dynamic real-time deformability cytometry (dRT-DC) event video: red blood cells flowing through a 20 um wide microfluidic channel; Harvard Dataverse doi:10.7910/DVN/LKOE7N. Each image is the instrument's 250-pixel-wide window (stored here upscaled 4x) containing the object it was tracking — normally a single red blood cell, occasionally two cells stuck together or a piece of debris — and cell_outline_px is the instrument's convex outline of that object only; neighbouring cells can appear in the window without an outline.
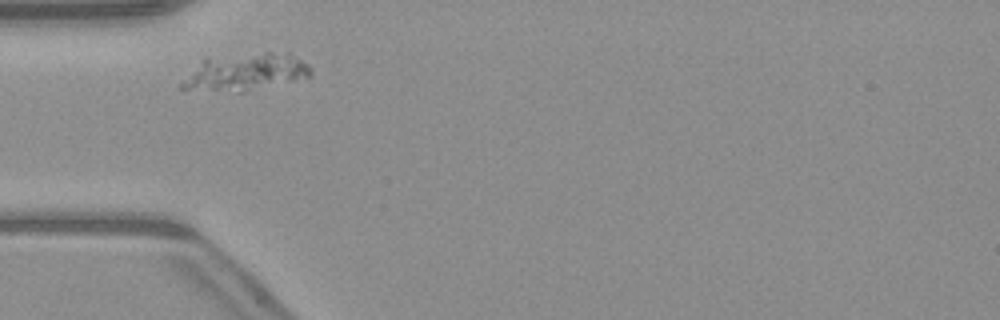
{"species": "common noctule bat (a hibernating species)", "species_latin": "Nyctalus noctula", "temperature_condition": "warm", "stored_images_in_passage": 1, "camera_frame_rate_fps": 3000, "um_per_image_px": 0.085, "animal": {"sex": "male", "body_mass_g": 23.1, "forearm_length_mm": 52.7}, "frame": {"image": 1, "passage_image": 1, "time_ms": 0.0, "image_size_px": [1000, 320], "cell_outline_px": [[312, 76], [244, 92], [236, 92], [180, 88], [176, 84], [204, 56], [268, 52], [288, 52], [308, 64], [312, 72]], "centroid_in_image_um": [20.79, 6.1], "position_along_channel_um": 64.2, "area_um2": 28.5}}